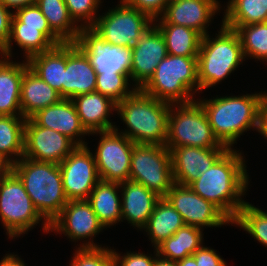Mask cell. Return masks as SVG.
I'll return each mask as SVG.
<instances>
[{"mask_svg": "<svg viewBox=\"0 0 267 266\" xmlns=\"http://www.w3.org/2000/svg\"><path fill=\"white\" fill-rule=\"evenodd\" d=\"M76 107L82 126L91 133L113 130L116 125L108 119L116 111V103L99 92L81 94L71 99Z\"/></svg>", "mask_w": 267, "mask_h": 266, "instance_id": "obj_24", "label": "cell"}, {"mask_svg": "<svg viewBox=\"0 0 267 266\" xmlns=\"http://www.w3.org/2000/svg\"><path fill=\"white\" fill-rule=\"evenodd\" d=\"M25 122L23 116H0V161L6 167L23 157Z\"/></svg>", "mask_w": 267, "mask_h": 266, "instance_id": "obj_31", "label": "cell"}, {"mask_svg": "<svg viewBox=\"0 0 267 266\" xmlns=\"http://www.w3.org/2000/svg\"><path fill=\"white\" fill-rule=\"evenodd\" d=\"M130 7L147 14L153 21L163 15L166 9V0H122Z\"/></svg>", "mask_w": 267, "mask_h": 266, "instance_id": "obj_42", "label": "cell"}, {"mask_svg": "<svg viewBox=\"0 0 267 266\" xmlns=\"http://www.w3.org/2000/svg\"><path fill=\"white\" fill-rule=\"evenodd\" d=\"M241 41L245 59L252 57L267 62V22L234 29Z\"/></svg>", "mask_w": 267, "mask_h": 266, "instance_id": "obj_35", "label": "cell"}, {"mask_svg": "<svg viewBox=\"0 0 267 266\" xmlns=\"http://www.w3.org/2000/svg\"><path fill=\"white\" fill-rule=\"evenodd\" d=\"M117 182H106L100 180L91 191L88 198L98 220L107 229L121 221V192Z\"/></svg>", "mask_w": 267, "mask_h": 266, "instance_id": "obj_29", "label": "cell"}, {"mask_svg": "<svg viewBox=\"0 0 267 266\" xmlns=\"http://www.w3.org/2000/svg\"><path fill=\"white\" fill-rule=\"evenodd\" d=\"M129 180L164 198L174 184L170 150L165 145L134 143Z\"/></svg>", "mask_w": 267, "mask_h": 266, "instance_id": "obj_9", "label": "cell"}, {"mask_svg": "<svg viewBox=\"0 0 267 266\" xmlns=\"http://www.w3.org/2000/svg\"><path fill=\"white\" fill-rule=\"evenodd\" d=\"M27 67V60L23 63L11 62L10 58L1 55L0 116H22L20 90L24 70Z\"/></svg>", "mask_w": 267, "mask_h": 266, "instance_id": "obj_25", "label": "cell"}, {"mask_svg": "<svg viewBox=\"0 0 267 266\" xmlns=\"http://www.w3.org/2000/svg\"><path fill=\"white\" fill-rule=\"evenodd\" d=\"M155 266H177V265L175 261H170L158 255L155 260Z\"/></svg>", "mask_w": 267, "mask_h": 266, "instance_id": "obj_49", "label": "cell"}, {"mask_svg": "<svg viewBox=\"0 0 267 266\" xmlns=\"http://www.w3.org/2000/svg\"><path fill=\"white\" fill-rule=\"evenodd\" d=\"M12 15L13 12L11 13L0 0V52L7 46L10 37Z\"/></svg>", "mask_w": 267, "mask_h": 266, "instance_id": "obj_44", "label": "cell"}, {"mask_svg": "<svg viewBox=\"0 0 267 266\" xmlns=\"http://www.w3.org/2000/svg\"><path fill=\"white\" fill-rule=\"evenodd\" d=\"M222 24L235 29L267 22V0H229Z\"/></svg>", "mask_w": 267, "mask_h": 266, "instance_id": "obj_34", "label": "cell"}, {"mask_svg": "<svg viewBox=\"0 0 267 266\" xmlns=\"http://www.w3.org/2000/svg\"><path fill=\"white\" fill-rule=\"evenodd\" d=\"M240 150L228 149L207 171L188 186L217 206L231 221L244 206L249 184L246 161Z\"/></svg>", "mask_w": 267, "mask_h": 266, "instance_id": "obj_1", "label": "cell"}, {"mask_svg": "<svg viewBox=\"0 0 267 266\" xmlns=\"http://www.w3.org/2000/svg\"><path fill=\"white\" fill-rule=\"evenodd\" d=\"M228 148H199L181 146L173 148L171 153L174 183L188 186L200 174L209 169Z\"/></svg>", "mask_w": 267, "mask_h": 266, "instance_id": "obj_18", "label": "cell"}, {"mask_svg": "<svg viewBox=\"0 0 267 266\" xmlns=\"http://www.w3.org/2000/svg\"><path fill=\"white\" fill-rule=\"evenodd\" d=\"M257 132L267 139V94L260 104Z\"/></svg>", "mask_w": 267, "mask_h": 266, "instance_id": "obj_45", "label": "cell"}, {"mask_svg": "<svg viewBox=\"0 0 267 266\" xmlns=\"http://www.w3.org/2000/svg\"><path fill=\"white\" fill-rule=\"evenodd\" d=\"M9 168L22 181L32 203L50 224L68 202L59 164L22 157Z\"/></svg>", "mask_w": 267, "mask_h": 266, "instance_id": "obj_4", "label": "cell"}, {"mask_svg": "<svg viewBox=\"0 0 267 266\" xmlns=\"http://www.w3.org/2000/svg\"><path fill=\"white\" fill-rule=\"evenodd\" d=\"M267 93L216 97L198 101L205 110L215 138L232 149L238 137L249 129L258 131L259 108Z\"/></svg>", "mask_w": 267, "mask_h": 266, "instance_id": "obj_2", "label": "cell"}, {"mask_svg": "<svg viewBox=\"0 0 267 266\" xmlns=\"http://www.w3.org/2000/svg\"><path fill=\"white\" fill-rule=\"evenodd\" d=\"M97 74L85 52L75 43L66 42V70L64 71L63 98L96 91Z\"/></svg>", "mask_w": 267, "mask_h": 266, "instance_id": "obj_19", "label": "cell"}, {"mask_svg": "<svg viewBox=\"0 0 267 266\" xmlns=\"http://www.w3.org/2000/svg\"><path fill=\"white\" fill-rule=\"evenodd\" d=\"M177 266H197L195 258L191 255L176 262Z\"/></svg>", "mask_w": 267, "mask_h": 266, "instance_id": "obj_48", "label": "cell"}, {"mask_svg": "<svg viewBox=\"0 0 267 266\" xmlns=\"http://www.w3.org/2000/svg\"><path fill=\"white\" fill-rule=\"evenodd\" d=\"M185 225L180 213L165 199L155 205L147 224L142 228L150 236L155 249Z\"/></svg>", "mask_w": 267, "mask_h": 266, "instance_id": "obj_30", "label": "cell"}, {"mask_svg": "<svg viewBox=\"0 0 267 266\" xmlns=\"http://www.w3.org/2000/svg\"><path fill=\"white\" fill-rule=\"evenodd\" d=\"M121 189V221L127 220L142 230L147 224L156 203L161 199L144 185L127 180L119 183Z\"/></svg>", "mask_w": 267, "mask_h": 266, "instance_id": "obj_22", "label": "cell"}, {"mask_svg": "<svg viewBox=\"0 0 267 266\" xmlns=\"http://www.w3.org/2000/svg\"><path fill=\"white\" fill-rule=\"evenodd\" d=\"M112 253L115 260V266H155V260L158 256V252L155 249L154 256L155 258L145 253H136V252H127L123 256L112 249ZM119 264V265H118Z\"/></svg>", "mask_w": 267, "mask_h": 266, "instance_id": "obj_41", "label": "cell"}, {"mask_svg": "<svg viewBox=\"0 0 267 266\" xmlns=\"http://www.w3.org/2000/svg\"><path fill=\"white\" fill-rule=\"evenodd\" d=\"M219 31L216 38L202 36L197 58L200 91L220 83L245 61L237 32L223 24Z\"/></svg>", "mask_w": 267, "mask_h": 266, "instance_id": "obj_6", "label": "cell"}, {"mask_svg": "<svg viewBox=\"0 0 267 266\" xmlns=\"http://www.w3.org/2000/svg\"><path fill=\"white\" fill-rule=\"evenodd\" d=\"M113 130L99 133L100 141L94 153L97 172L100 180L106 182H125L130 177V161L134 142L127 136Z\"/></svg>", "mask_w": 267, "mask_h": 266, "instance_id": "obj_11", "label": "cell"}, {"mask_svg": "<svg viewBox=\"0 0 267 266\" xmlns=\"http://www.w3.org/2000/svg\"><path fill=\"white\" fill-rule=\"evenodd\" d=\"M219 3L217 0H178L167 4L162 18L169 24L185 26L205 36L208 23L221 8Z\"/></svg>", "mask_w": 267, "mask_h": 266, "instance_id": "obj_21", "label": "cell"}, {"mask_svg": "<svg viewBox=\"0 0 267 266\" xmlns=\"http://www.w3.org/2000/svg\"><path fill=\"white\" fill-rule=\"evenodd\" d=\"M4 6L8 9H19L27 5L36 4L37 0H1Z\"/></svg>", "mask_w": 267, "mask_h": 266, "instance_id": "obj_46", "label": "cell"}, {"mask_svg": "<svg viewBox=\"0 0 267 266\" xmlns=\"http://www.w3.org/2000/svg\"><path fill=\"white\" fill-rule=\"evenodd\" d=\"M70 17L81 28H91L97 21L98 7L101 0H64ZM78 22V23H77Z\"/></svg>", "mask_w": 267, "mask_h": 266, "instance_id": "obj_39", "label": "cell"}, {"mask_svg": "<svg viewBox=\"0 0 267 266\" xmlns=\"http://www.w3.org/2000/svg\"><path fill=\"white\" fill-rule=\"evenodd\" d=\"M61 99L59 92L42 80L29 66L24 70L21 81L20 105L22 116L25 119Z\"/></svg>", "mask_w": 267, "mask_h": 266, "instance_id": "obj_26", "label": "cell"}, {"mask_svg": "<svg viewBox=\"0 0 267 266\" xmlns=\"http://www.w3.org/2000/svg\"><path fill=\"white\" fill-rule=\"evenodd\" d=\"M75 43L85 52L96 74L131 76L132 47L112 45L92 28H81Z\"/></svg>", "mask_w": 267, "mask_h": 266, "instance_id": "obj_12", "label": "cell"}, {"mask_svg": "<svg viewBox=\"0 0 267 266\" xmlns=\"http://www.w3.org/2000/svg\"><path fill=\"white\" fill-rule=\"evenodd\" d=\"M8 167H6L1 161H0V175L7 169Z\"/></svg>", "mask_w": 267, "mask_h": 266, "instance_id": "obj_50", "label": "cell"}, {"mask_svg": "<svg viewBox=\"0 0 267 266\" xmlns=\"http://www.w3.org/2000/svg\"><path fill=\"white\" fill-rule=\"evenodd\" d=\"M165 146L170 151L181 146L227 148L215 138L207 114L197 100L171 104Z\"/></svg>", "mask_w": 267, "mask_h": 266, "instance_id": "obj_8", "label": "cell"}, {"mask_svg": "<svg viewBox=\"0 0 267 266\" xmlns=\"http://www.w3.org/2000/svg\"><path fill=\"white\" fill-rule=\"evenodd\" d=\"M98 16L91 28L112 45L133 47L153 25V20L147 14L128 6L122 0L115 8Z\"/></svg>", "mask_w": 267, "mask_h": 266, "instance_id": "obj_10", "label": "cell"}, {"mask_svg": "<svg viewBox=\"0 0 267 266\" xmlns=\"http://www.w3.org/2000/svg\"><path fill=\"white\" fill-rule=\"evenodd\" d=\"M164 198L180 213L185 225L203 229L232 223L217 206L189 186L174 183Z\"/></svg>", "mask_w": 267, "mask_h": 266, "instance_id": "obj_14", "label": "cell"}, {"mask_svg": "<svg viewBox=\"0 0 267 266\" xmlns=\"http://www.w3.org/2000/svg\"><path fill=\"white\" fill-rule=\"evenodd\" d=\"M12 40L22 48L26 60L63 43L50 28L22 27V23L14 15L11 18L10 37L7 46L0 52L3 57L12 58Z\"/></svg>", "mask_w": 267, "mask_h": 266, "instance_id": "obj_23", "label": "cell"}, {"mask_svg": "<svg viewBox=\"0 0 267 266\" xmlns=\"http://www.w3.org/2000/svg\"><path fill=\"white\" fill-rule=\"evenodd\" d=\"M202 231L200 228L184 225L156 248L158 255L175 262L193 255L203 245Z\"/></svg>", "mask_w": 267, "mask_h": 266, "instance_id": "obj_32", "label": "cell"}, {"mask_svg": "<svg viewBox=\"0 0 267 266\" xmlns=\"http://www.w3.org/2000/svg\"><path fill=\"white\" fill-rule=\"evenodd\" d=\"M30 119L38 126L66 135L78 146L87 145L80 137L89 135V133L82 126L71 99L62 98L59 102L37 111Z\"/></svg>", "mask_w": 267, "mask_h": 266, "instance_id": "obj_20", "label": "cell"}, {"mask_svg": "<svg viewBox=\"0 0 267 266\" xmlns=\"http://www.w3.org/2000/svg\"><path fill=\"white\" fill-rule=\"evenodd\" d=\"M171 104L137 89L116 105L127 130L119 132L134 143L165 145Z\"/></svg>", "mask_w": 267, "mask_h": 266, "instance_id": "obj_3", "label": "cell"}, {"mask_svg": "<svg viewBox=\"0 0 267 266\" xmlns=\"http://www.w3.org/2000/svg\"><path fill=\"white\" fill-rule=\"evenodd\" d=\"M156 22H159L158 24ZM164 37L167 53L174 56L198 57L202 35L185 26L169 24L162 17L153 21Z\"/></svg>", "mask_w": 267, "mask_h": 266, "instance_id": "obj_28", "label": "cell"}, {"mask_svg": "<svg viewBox=\"0 0 267 266\" xmlns=\"http://www.w3.org/2000/svg\"><path fill=\"white\" fill-rule=\"evenodd\" d=\"M13 15L22 23V27L50 28L45 16L36 4L19 8Z\"/></svg>", "mask_w": 267, "mask_h": 266, "instance_id": "obj_40", "label": "cell"}, {"mask_svg": "<svg viewBox=\"0 0 267 266\" xmlns=\"http://www.w3.org/2000/svg\"><path fill=\"white\" fill-rule=\"evenodd\" d=\"M36 5L50 29L63 42H75L78 39L81 27L70 17L64 0H37Z\"/></svg>", "mask_w": 267, "mask_h": 266, "instance_id": "obj_33", "label": "cell"}, {"mask_svg": "<svg viewBox=\"0 0 267 266\" xmlns=\"http://www.w3.org/2000/svg\"><path fill=\"white\" fill-rule=\"evenodd\" d=\"M24 261L14 254H6L0 261V266H25Z\"/></svg>", "mask_w": 267, "mask_h": 266, "instance_id": "obj_47", "label": "cell"}, {"mask_svg": "<svg viewBox=\"0 0 267 266\" xmlns=\"http://www.w3.org/2000/svg\"><path fill=\"white\" fill-rule=\"evenodd\" d=\"M167 55L164 37L153 24L132 47L131 80L136 89H141L149 81Z\"/></svg>", "mask_w": 267, "mask_h": 266, "instance_id": "obj_17", "label": "cell"}, {"mask_svg": "<svg viewBox=\"0 0 267 266\" xmlns=\"http://www.w3.org/2000/svg\"><path fill=\"white\" fill-rule=\"evenodd\" d=\"M129 78L131 79V76L128 74H97L96 92L118 104L137 90L135 87L131 90L128 88L129 82H131Z\"/></svg>", "mask_w": 267, "mask_h": 266, "instance_id": "obj_37", "label": "cell"}, {"mask_svg": "<svg viewBox=\"0 0 267 266\" xmlns=\"http://www.w3.org/2000/svg\"><path fill=\"white\" fill-rule=\"evenodd\" d=\"M231 224L244 229L267 247V212L246 202Z\"/></svg>", "mask_w": 267, "mask_h": 266, "instance_id": "obj_36", "label": "cell"}, {"mask_svg": "<svg viewBox=\"0 0 267 266\" xmlns=\"http://www.w3.org/2000/svg\"><path fill=\"white\" fill-rule=\"evenodd\" d=\"M197 58L168 54L140 90L170 104L195 101L193 96L199 90Z\"/></svg>", "mask_w": 267, "mask_h": 266, "instance_id": "obj_5", "label": "cell"}, {"mask_svg": "<svg viewBox=\"0 0 267 266\" xmlns=\"http://www.w3.org/2000/svg\"><path fill=\"white\" fill-rule=\"evenodd\" d=\"M87 145L77 146L60 164L66 198L88 200L91 191L100 181L95 158Z\"/></svg>", "mask_w": 267, "mask_h": 266, "instance_id": "obj_13", "label": "cell"}, {"mask_svg": "<svg viewBox=\"0 0 267 266\" xmlns=\"http://www.w3.org/2000/svg\"><path fill=\"white\" fill-rule=\"evenodd\" d=\"M104 229L88 200L68 201L50 223L49 231L65 234L72 241L96 236Z\"/></svg>", "mask_w": 267, "mask_h": 266, "instance_id": "obj_16", "label": "cell"}, {"mask_svg": "<svg viewBox=\"0 0 267 266\" xmlns=\"http://www.w3.org/2000/svg\"><path fill=\"white\" fill-rule=\"evenodd\" d=\"M73 255L71 266H115L112 249L101 247L93 241L83 243Z\"/></svg>", "mask_w": 267, "mask_h": 266, "instance_id": "obj_38", "label": "cell"}, {"mask_svg": "<svg viewBox=\"0 0 267 266\" xmlns=\"http://www.w3.org/2000/svg\"><path fill=\"white\" fill-rule=\"evenodd\" d=\"M175 1H178V0H166V4H169V3H172V2H175Z\"/></svg>", "mask_w": 267, "mask_h": 266, "instance_id": "obj_51", "label": "cell"}, {"mask_svg": "<svg viewBox=\"0 0 267 266\" xmlns=\"http://www.w3.org/2000/svg\"><path fill=\"white\" fill-rule=\"evenodd\" d=\"M0 219L12 239L30 231L42 219L43 231L49 233L50 224L40 215L22 181L9 167L0 175Z\"/></svg>", "mask_w": 267, "mask_h": 266, "instance_id": "obj_7", "label": "cell"}, {"mask_svg": "<svg viewBox=\"0 0 267 266\" xmlns=\"http://www.w3.org/2000/svg\"><path fill=\"white\" fill-rule=\"evenodd\" d=\"M197 266H227L226 261L214 249L202 245L192 255Z\"/></svg>", "mask_w": 267, "mask_h": 266, "instance_id": "obj_43", "label": "cell"}, {"mask_svg": "<svg viewBox=\"0 0 267 266\" xmlns=\"http://www.w3.org/2000/svg\"><path fill=\"white\" fill-rule=\"evenodd\" d=\"M77 146L66 135L38 126L30 118L26 119L23 157L60 164Z\"/></svg>", "mask_w": 267, "mask_h": 266, "instance_id": "obj_15", "label": "cell"}, {"mask_svg": "<svg viewBox=\"0 0 267 266\" xmlns=\"http://www.w3.org/2000/svg\"><path fill=\"white\" fill-rule=\"evenodd\" d=\"M29 68L59 92L63 98L64 71L66 70V42L50 50L31 56Z\"/></svg>", "mask_w": 267, "mask_h": 266, "instance_id": "obj_27", "label": "cell"}]
</instances>
